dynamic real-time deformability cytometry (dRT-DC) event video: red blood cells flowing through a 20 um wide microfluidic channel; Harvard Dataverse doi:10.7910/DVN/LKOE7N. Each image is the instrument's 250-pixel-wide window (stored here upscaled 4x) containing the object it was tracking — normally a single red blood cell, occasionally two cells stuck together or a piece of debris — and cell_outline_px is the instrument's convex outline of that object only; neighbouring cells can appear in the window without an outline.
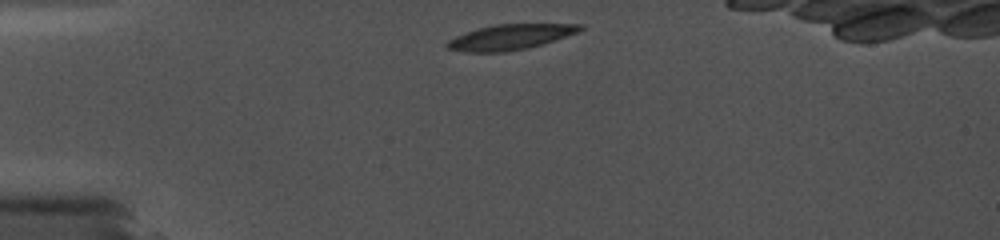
{"species": "common noctule bat (a hibernating species)", "species_latin": "Nyctalus noctula", "temperature_condition": "cold", "stored_images_in_passage": 26, "camera_frame_rate_fps": 5000, "um_per_image_px": 0.085, "animal": {"sex": "female", "body_mass_g": 19.0, "forearm_length_mm": 56.7}, "frame": {"image": 1, "passage_image": 1, "time_ms": 0.0, "image_size_px": [1000, 240], "cell_outline_px": [[584, 28], [576, 32], [544, 44], [504, 52], [464, 52], [448, 48], [444, 44], [448, 40], [456, 36], [480, 28], [496, 24], [584, 24]], "centroid_in_image_um": [43.36, 3.15], "position_along_channel_um": 41.6, "area_um2": 19.31}}
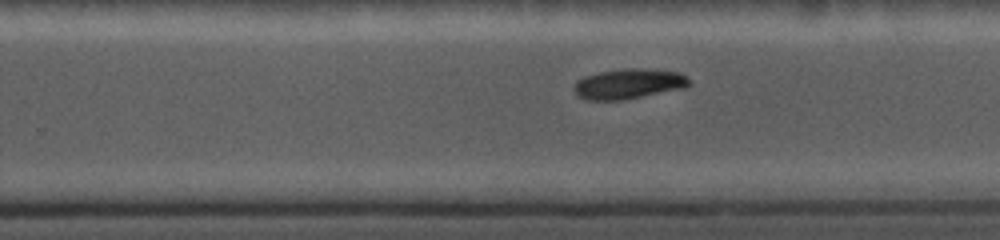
{"frame": {"image": 2, "passage_image": 17, "time_ms": 7.2, "image_size_px": [1000, 240], "cell_outline_px": [[692, 84], [688, 88], [624, 100], [584, 100], [576, 96], [572, 88], [576, 80], [584, 76], [600, 72], [628, 68], [640, 68], [680, 72]], "centroid_in_image_um": [53.42, 7.14], "position_along_channel_um": 276.4, "area_um2": 20.63}}
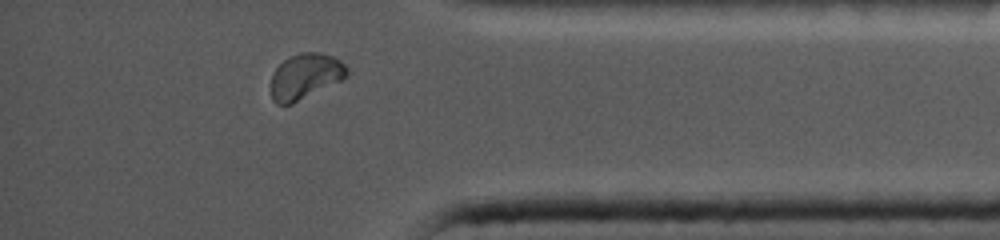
{"frame": {"image": 3, "passage_image": 25, "time_ms": 10.8, "image_size_px": [1000, 240], "cell_outline_px": [[348, 72], [340, 80], [292, 104], [276, 104], [272, 100], [272, 76], [276, 68], [288, 56], [300, 52], [320, 52], [332, 56], [340, 60], [348, 68]], "centroid_in_image_um": [25.93, 6.47], "position_along_channel_um": 409.3, "area_um2": 19.88}}